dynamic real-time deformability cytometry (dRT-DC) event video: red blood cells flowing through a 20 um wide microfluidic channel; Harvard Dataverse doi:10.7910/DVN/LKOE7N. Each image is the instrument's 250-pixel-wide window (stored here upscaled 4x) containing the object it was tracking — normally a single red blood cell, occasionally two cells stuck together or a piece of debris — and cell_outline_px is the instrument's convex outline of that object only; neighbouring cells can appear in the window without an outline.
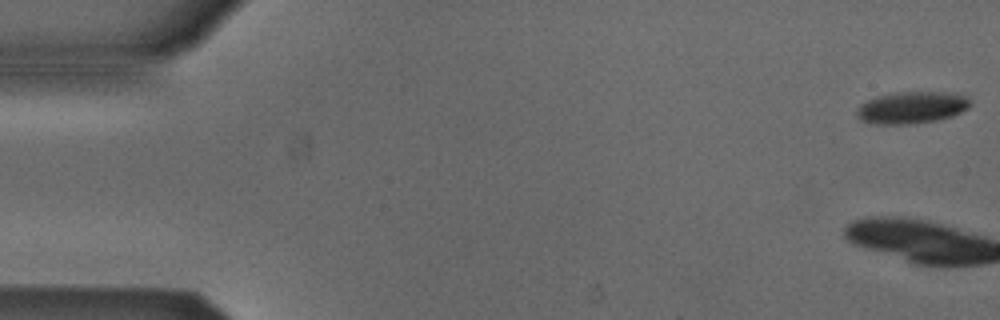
{"species": "Egyptian fruit bat (a non-hibernating species)", "species_latin": "Rousettus aegyptiacus", "temperature_condition": "cold", "stored_images_in_passage": 16, "camera_frame_rate_fps": 3000, "um_per_image_px": 0.085, "animal": {"sex": "male"}, "frame": {"image": 1, "passage_image": 1, "time_ms": 0.0, "image_size_px": [1000, 320], "cell_outline_px": [[972, 104], [968, 108], [952, 116], [940, 120], [912, 124], [876, 124], [860, 120], [856, 116], [856, 108], [860, 104], [868, 100], [880, 96], [896, 92], [940, 92], [968, 96]], "centroid_in_image_um": [77.5, 9.15], "position_along_channel_um": 7.5, "area_um2": 21.21}}